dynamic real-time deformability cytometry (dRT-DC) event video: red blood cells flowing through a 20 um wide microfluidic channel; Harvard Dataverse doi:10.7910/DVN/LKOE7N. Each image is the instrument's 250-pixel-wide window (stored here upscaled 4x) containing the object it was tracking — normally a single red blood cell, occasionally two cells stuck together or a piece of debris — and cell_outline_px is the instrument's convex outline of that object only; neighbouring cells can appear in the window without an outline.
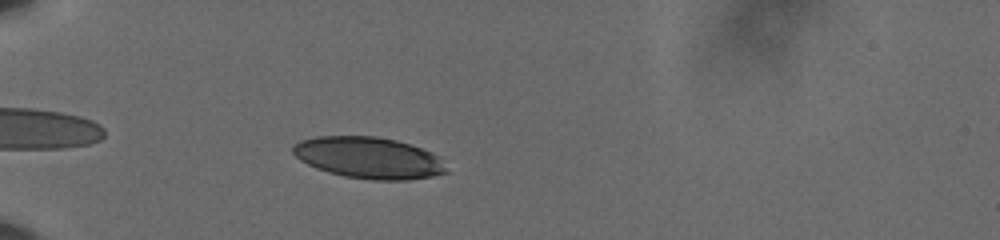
{"species": "human", "species_latin": "Homo sapiens", "temperature_condition": "cold", "stored_images_in_passage": 44, "camera_frame_rate_fps": 3000, "um_per_image_px": 0.085, "donor": {"sex": "male"}, "frame": {"image": 1, "passage_image": 4, "time_ms": 1.0, "image_size_px": [1000, 240], "cell_outline_px": [[448, 172], [432, 176], [408, 180], [372, 180], [344, 176], [328, 172], [316, 168], [300, 160], [292, 152], [292, 144], [300, 140], [316, 136], [376, 136], [396, 140], [432, 152], [440, 156]], "centroid_in_image_um": [31.33, 13.41], "position_along_channel_um": 53.7, "area_um2": 37.22}}
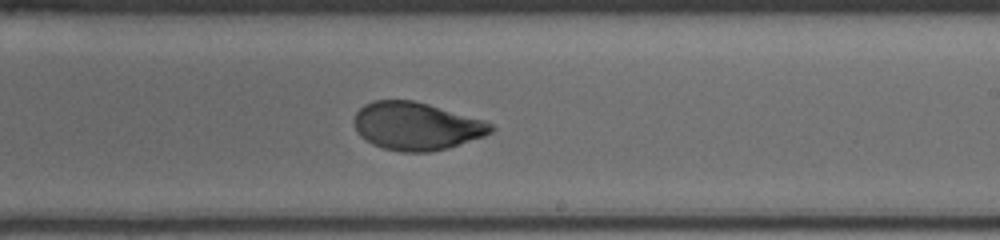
{"frame": {"image": 2, "passage_image": 23, "time_ms": 7.333, "image_size_px": [1000, 240], "cell_outline_px": [[496, 128], [492, 132], [484, 136], [448, 148], [432, 152], [400, 152], [384, 148], [372, 144], [360, 136], [356, 132], [352, 120], [356, 112], [364, 104], [372, 100], [412, 100], [428, 104], [484, 120], [492, 124]], "centroid_in_image_um": [35.37, 10.72], "position_along_channel_um": 253.6, "area_um2": 38.38}}
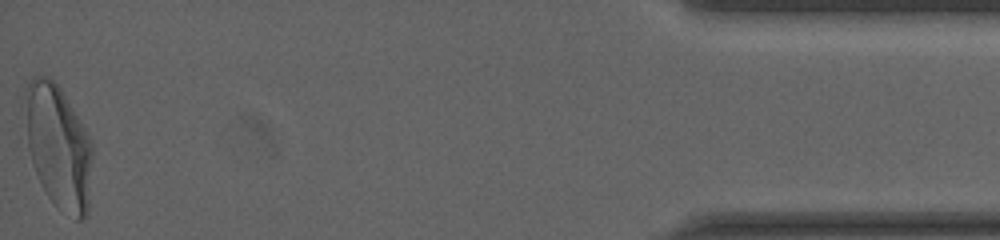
{"frame": {"image": 3, "passage_image": 44, "time_ms": 14.333, "image_size_px": [1000, 240], "cell_outline_px": [[92, 156], [88, 216], [84, 220], [76, 220], [56, 208], [40, 184], [32, 164], [28, 148], [24, 88], [32, 76], [48, 76], [60, 88], [92, 140]], "centroid_in_image_um": [4.97, 12.51], "position_along_channel_um": 430.2, "area_um2": 48.96}, "authors_computed_cell_mechanics": {"area_um2": 38.9861, "velocity_mm_per_s": 3.5898, "shape_relaxation_time_tau1_ms": 4.3765, "shape_relaxation_time_tau2_ms": 0.899, "deformation_change_tau1": 0.1776, "deformation_change_tau2": 0.0547}}